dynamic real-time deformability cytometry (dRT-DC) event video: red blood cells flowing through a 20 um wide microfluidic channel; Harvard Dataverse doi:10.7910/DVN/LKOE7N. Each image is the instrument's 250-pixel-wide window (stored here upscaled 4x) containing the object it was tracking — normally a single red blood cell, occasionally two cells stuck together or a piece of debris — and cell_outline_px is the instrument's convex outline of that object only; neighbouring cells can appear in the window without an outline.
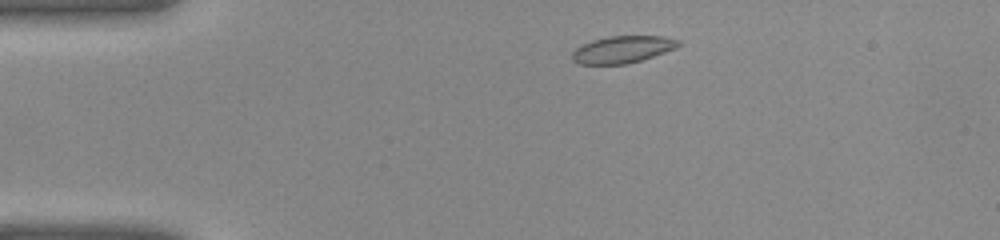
{"species": "common noctule bat (a hibernating species)", "species_latin": "Nyctalus noctula", "temperature_condition": "warm", "stored_images_in_passage": 33, "camera_frame_rate_fps": 3000, "um_per_image_px": 0.085, "animal": {"sex": "female", "body_mass_g": 22.0, "forearm_length_mm": 56.7}, "frame": {"image": 1, "passage_image": 1, "time_ms": 0.0, "image_size_px": [1000, 240], "cell_outline_px": [[680, 44], [676, 48], [628, 64], [576, 64], [572, 60], [572, 52], [576, 48], [592, 40], [608, 36], [664, 36], [680, 40]], "centroid_in_image_um": [52.9, 4.2], "position_along_channel_um": 32.1, "area_um2": 16.7}}
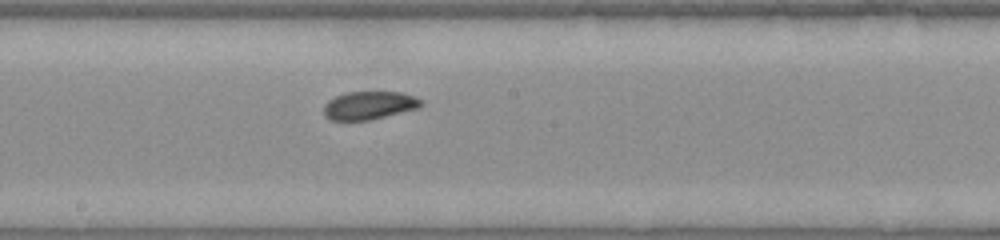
{"frame": {"image": 2, "passage_image": 15, "time_ms": 4.667, "image_size_px": [1000, 240], "cell_outline_px": [[424, 104], [420, 108], [368, 120], [328, 120], [324, 116], [324, 104], [328, 100], [336, 96], [348, 92], [404, 92], [420, 100]], "centroid_in_image_um": [31.37, 8.96], "position_along_channel_um": 216.8, "area_um2": 15.95}}
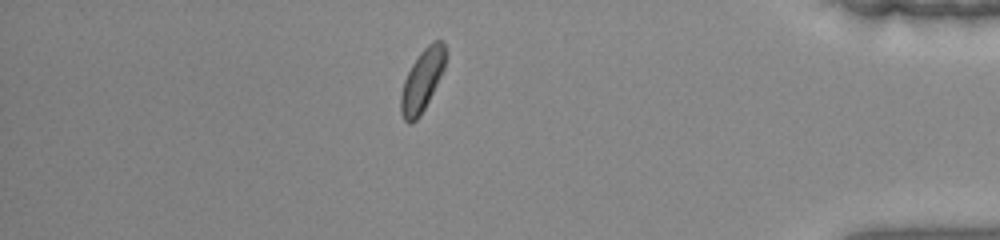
{"frame": {"image": 3, "passage_image": 28, "time_ms": 9.0, "image_size_px": [1000, 240], "cell_outline_px": [[448, 52], [444, 68], [420, 116], [412, 124], [408, 124], [404, 120], [400, 112], [400, 96], [404, 80], [412, 64], [420, 52], [428, 44], [436, 40], [440, 40], [444, 44]], "centroid_in_image_um": [35.88, 6.83], "position_along_channel_um": 399.3, "area_um2": 16.07}}